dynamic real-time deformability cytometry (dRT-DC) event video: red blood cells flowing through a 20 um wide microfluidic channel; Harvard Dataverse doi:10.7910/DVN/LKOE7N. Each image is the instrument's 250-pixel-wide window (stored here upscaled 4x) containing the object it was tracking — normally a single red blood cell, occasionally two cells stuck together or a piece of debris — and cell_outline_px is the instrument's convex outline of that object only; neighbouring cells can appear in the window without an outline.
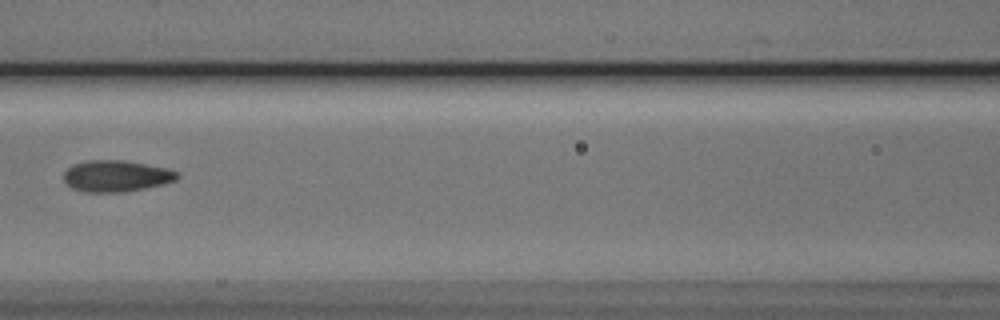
{"species": "Egyptian fruit bat (a non-hibernating species)", "species_latin": "Rousettus aegyptiacus", "temperature_condition": "cold", "stored_images_in_passage": 8, "camera_frame_rate_fps": 3000, "um_per_image_px": 0.085, "animal": {"sex": "male"}, "frame": {"image": 1, "passage_image": 8, "time_ms": 8.0, "image_size_px": [1000, 320], "cell_outline_px": [[180, 176], [176, 180], [164, 184], [124, 192], [88, 192], [72, 188], [64, 180], [64, 172], [72, 164], [88, 160], [124, 160], [168, 168], [176, 172]], "centroid_in_image_um": [9.89, 14.95], "position_along_channel_um": 156.7, "area_um2": 20.75}}